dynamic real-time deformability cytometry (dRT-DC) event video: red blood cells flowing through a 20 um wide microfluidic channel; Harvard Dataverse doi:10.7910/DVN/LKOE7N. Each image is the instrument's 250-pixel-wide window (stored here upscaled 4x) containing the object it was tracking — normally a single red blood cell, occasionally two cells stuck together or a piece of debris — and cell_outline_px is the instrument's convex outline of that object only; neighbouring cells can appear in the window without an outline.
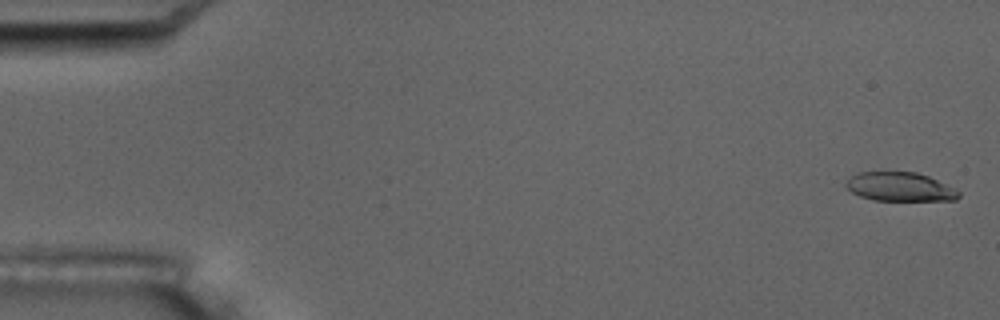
{"species": "common noctule bat (a hibernating species)", "species_latin": "Nyctalus noctula", "temperature_condition": "room temperature", "stored_images_in_passage": 3, "camera_frame_rate_fps": 3000, "um_per_image_px": 0.085, "animal": {"sex": "male", "body_mass_g": 17.5, "forearm_length_mm": 52.3}, "frame": {"image": 1, "passage_image": 1, "time_ms": 0.0, "image_size_px": [1000, 320], "cell_outline_px": [[960, 196], [956, 200], [872, 200], [860, 196], [852, 192], [844, 184], [852, 176], [860, 172], [916, 172], [928, 176], [960, 192]], "centroid_in_image_um": [76.48, 15.88], "position_along_channel_um": 8.5, "area_um2": 18.67}}